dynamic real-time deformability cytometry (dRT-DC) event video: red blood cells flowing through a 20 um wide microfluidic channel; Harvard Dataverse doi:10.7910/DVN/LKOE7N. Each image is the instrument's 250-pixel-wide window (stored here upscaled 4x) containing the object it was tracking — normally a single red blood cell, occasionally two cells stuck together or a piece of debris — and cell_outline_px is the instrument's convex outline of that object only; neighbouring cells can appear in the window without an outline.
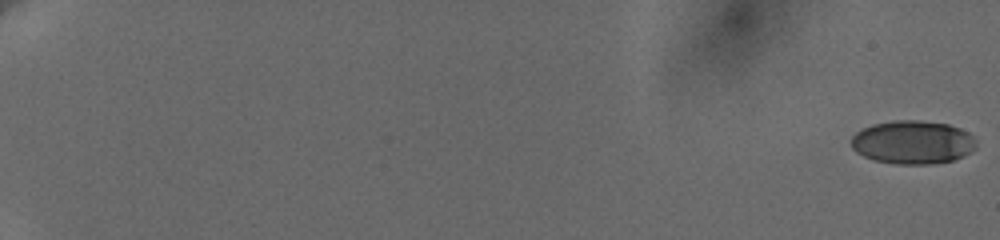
{"species": "human", "species_latin": "Homo sapiens", "temperature_condition": "cold", "stored_images_in_passage": 61, "camera_frame_rate_fps": 3000, "um_per_image_px": 0.085, "donor": {"sex": "female"}, "frame": {"image": 1, "passage_image": 1, "time_ms": 0.0, "image_size_px": [1000, 240], "cell_outline_px": [[976, 148], [972, 152], [964, 156], [952, 160], [932, 164], [896, 164], [876, 160], [864, 156], [856, 152], [852, 148], [852, 136], [856, 132], [872, 124], [896, 120], [920, 120], [948, 124], [960, 128], [968, 132], [972, 136], [976, 144]], "centroid_in_image_um": [77.6, 12.09], "position_along_channel_um": 7.4, "area_um2": 31.67}}
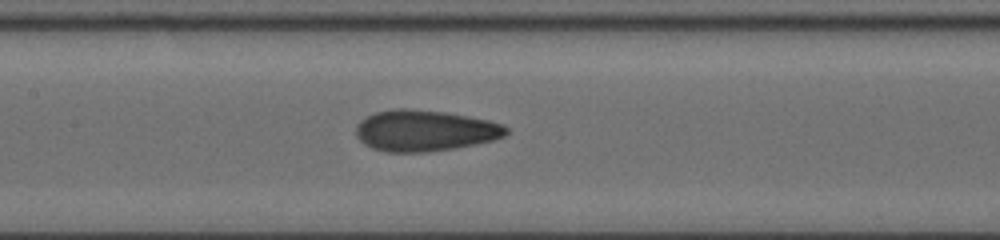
{"frame": {"image": 2, "passage_image": 34, "time_ms": 11.0, "image_size_px": [1000, 240], "cell_outline_px": [[508, 132], [504, 136], [492, 140], [452, 148], [424, 152], [388, 152], [372, 148], [364, 144], [356, 136], [356, 124], [360, 120], [376, 112], [392, 108], [408, 108], [444, 112], [468, 116], [488, 120], [500, 124], [508, 128]], "centroid_in_image_um": [36.05, 11.09], "position_along_channel_um": 171.3, "area_um2": 35.78}}
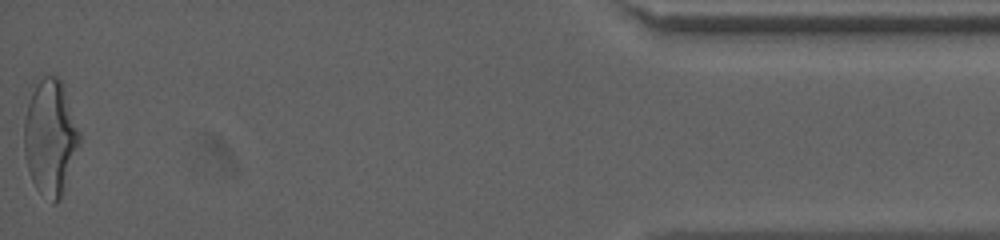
{"frame": {"image": 3, "passage_image": 61, "time_ms": 20.0, "image_size_px": [1000, 240], "cell_outline_px": [[80, 144], [60, 200], [56, 204], [52, 204], [36, 188], [32, 180], [28, 168], [24, 152], [24, 120], [28, 104], [36, 76], [56, 76], [60, 80], [64, 88], [80, 132]], "centroid_in_image_um": [4.27, 11.67], "position_along_channel_um": 430.9, "area_um2": 37.4}, "authors_computed_cell_mechanics": {"area_um2": 34.5644, "velocity_mm_per_s": 3.6552, "shape_relaxation_time_tau1_ms": 6.0416, "shape_relaxation_time_tau2_ms": 1.3709, "deformation_change_tau1": 0.1884, "deformation_change_tau2": 0.0712}}